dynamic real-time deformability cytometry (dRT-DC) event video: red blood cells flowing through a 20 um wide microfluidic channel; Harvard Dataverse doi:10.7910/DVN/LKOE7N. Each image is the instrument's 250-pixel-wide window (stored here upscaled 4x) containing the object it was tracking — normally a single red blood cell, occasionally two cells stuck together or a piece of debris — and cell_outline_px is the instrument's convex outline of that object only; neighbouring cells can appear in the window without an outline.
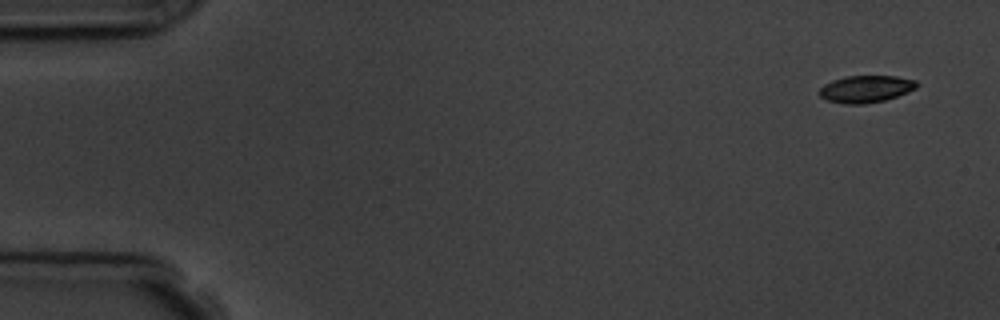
{"species": "common noctule bat (a hibernating species)", "species_latin": "Nyctalus noctula", "temperature_condition": "room temperature", "stored_images_in_passage": 4, "camera_frame_rate_fps": 3000, "um_per_image_px": 0.085, "animal": {"sex": "male", "body_mass_g": 19.5, "forearm_length_mm": 54.6}, "frame": {"image": 1, "passage_image": 1, "time_ms": 0.0, "image_size_px": [1000, 320], "cell_outline_px": [[920, 84], [916, 88], [908, 92], [884, 100], [864, 104], [844, 104], [828, 100], [820, 96], [820, 88], [824, 84], [832, 80], [848, 76], [896, 76], [916, 80]], "centroid_in_image_um": [73.62, 7.55], "position_along_channel_um": 11.4, "area_um2": 15.32}}